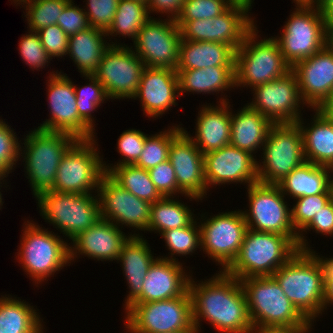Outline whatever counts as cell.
Returning a JSON list of instances; mask_svg holds the SVG:
<instances>
[{"instance_id": "6da1fadb", "label": "cell", "mask_w": 333, "mask_h": 333, "mask_svg": "<svg viewBox=\"0 0 333 333\" xmlns=\"http://www.w3.org/2000/svg\"><path fill=\"white\" fill-rule=\"evenodd\" d=\"M188 290L192 299L193 325L197 330L200 331V322L204 319L219 333H253L239 279L225 271L198 284L190 277Z\"/></svg>"}, {"instance_id": "7a4b0ae2", "label": "cell", "mask_w": 333, "mask_h": 333, "mask_svg": "<svg viewBox=\"0 0 333 333\" xmlns=\"http://www.w3.org/2000/svg\"><path fill=\"white\" fill-rule=\"evenodd\" d=\"M316 254L298 251L272 275L292 304L313 322L323 312L325 284L324 256Z\"/></svg>"}, {"instance_id": "3957f363", "label": "cell", "mask_w": 333, "mask_h": 333, "mask_svg": "<svg viewBox=\"0 0 333 333\" xmlns=\"http://www.w3.org/2000/svg\"><path fill=\"white\" fill-rule=\"evenodd\" d=\"M298 251V237L247 229L237 258L225 272L239 280L272 276Z\"/></svg>"}, {"instance_id": "277c9868", "label": "cell", "mask_w": 333, "mask_h": 333, "mask_svg": "<svg viewBox=\"0 0 333 333\" xmlns=\"http://www.w3.org/2000/svg\"><path fill=\"white\" fill-rule=\"evenodd\" d=\"M240 284L254 330L293 328L308 322L273 276L248 277L241 279Z\"/></svg>"}, {"instance_id": "5b68a950", "label": "cell", "mask_w": 333, "mask_h": 333, "mask_svg": "<svg viewBox=\"0 0 333 333\" xmlns=\"http://www.w3.org/2000/svg\"><path fill=\"white\" fill-rule=\"evenodd\" d=\"M77 140L68 133L39 128L26 134L23 142L25 148L21 146L20 156L25 161V174L35 197L51 190L62 157Z\"/></svg>"}, {"instance_id": "8992f818", "label": "cell", "mask_w": 333, "mask_h": 333, "mask_svg": "<svg viewBox=\"0 0 333 333\" xmlns=\"http://www.w3.org/2000/svg\"><path fill=\"white\" fill-rule=\"evenodd\" d=\"M255 25L235 52V87H256L274 81L291 70L274 36L260 39ZM258 36V37H257ZM258 41V42H257Z\"/></svg>"}, {"instance_id": "52a82bcc", "label": "cell", "mask_w": 333, "mask_h": 333, "mask_svg": "<svg viewBox=\"0 0 333 333\" xmlns=\"http://www.w3.org/2000/svg\"><path fill=\"white\" fill-rule=\"evenodd\" d=\"M23 227L18 262L35 284H41L68 266L66 264H71L70 244L59 235L41 228L33 220L24 222Z\"/></svg>"}, {"instance_id": "ba28073f", "label": "cell", "mask_w": 333, "mask_h": 333, "mask_svg": "<svg viewBox=\"0 0 333 333\" xmlns=\"http://www.w3.org/2000/svg\"><path fill=\"white\" fill-rule=\"evenodd\" d=\"M93 195V196H92ZM41 192L37 197L40 215L70 240L93 226L100 218L98 194ZM47 220V221H46Z\"/></svg>"}, {"instance_id": "9c48e42d", "label": "cell", "mask_w": 333, "mask_h": 333, "mask_svg": "<svg viewBox=\"0 0 333 333\" xmlns=\"http://www.w3.org/2000/svg\"><path fill=\"white\" fill-rule=\"evenodd\" d=\"M257 163L258 182L277 185L305 160L301 130L297 123H274Z\"/></svg>"}, {"instance_id": "30bf717a", "label": "cell", "mask_w": 333, "mask_h": 333, "mask_svg": "<svg viewBox=\"0 0 333 333\" xmlns=\"http://www.w3.org/2000/svg\"><path fill=\"white\" fill-rule=\"evenodd\" d=\"M96 138L78 139L62 157L51 190L60 193L86 194L98 192L106 174Z\"/></svg>"}, {"instance_id": "8fae6325", "label": "cell", "mask_w": 333, "mask_h": 333, "mask_svg": "<svg viewBox=\"0 0 333 333\" xmlns=\"http://www.w3.org/2000/svg\"><path fill=\"white\" fill-rule=\"evenodd\" d=\"M295 6L281 36L274 37L280 45L284 60L291 67L326 45L328 27L317 6Z\"/></svg>"}, {"instance_id": "7c38bea8", "label": "cell", "mask_w": 333, "mask_h": 333, "mask_svg": "<svg viewBox=\"0 0 333 333\" xmlns=\"http://www.w3.org/2000/svg\"><path fill=\"white\" fill-rule=\"evenodd\" d=\"M125 310V320L142 333H176L194 328L189 290L168 300L131 303Z\"/></svg>"}, {"instance_id": "4fadbf2b", "label": "cell", "mask_w": 333, "mask_h": 333, "mask_svg": "<svg viewBox=\"0 0 333 333\" xmlns=\"http://www.w3.org/2000/svg\"><path fill=\"white\" fill-rule=\"evenodd\" d=\"M251 4H232L225 12L210 19L176 21L181 31V39L225 43L236 51L243 43L244 36L256 24L249 15Z\"/></svg>"}, {"instance_id": "5bb4252c", "label": "cell", "mask_w": 333, "mask_h": 333, "mask_svg": "<svg viewBox=\"0 0 333 333\" xmlns=\"http://www.w3.org/2000/svg\"><path fill=\"white\" fill-rule=\"evenodd\" d=\"M247 189L249 210L242 212L248 229L298 237L291 222L289 205L278 185L257 182Z\"/></svg>"}, {"instance_id": "9a60e30c", "label": "cell", "mask_w": 333, "mask_h": 333, "mask_svg": "<svg viewBox=\"0 0 333 333\" xmlns=\"http://www.w3.org/2000/svg\"><path fill=\"white\" fill-rule=\"evenodd\" d=\"M204 217L201 214L203 220L199 223L201 250L225 271L237 258L248 229L243 212L238 209Z\"/></svg>"}, {"instance_id": "2e32d148", "label": "cell", "mask_w": 333, "mask_h": 333, "mask_svg": "<svg viewBox=\"0 0 333 333\" xmlns=\"http://www.w3.org/2000/svg\"><path fill=\"white\" fill-rule=\"evenodd\" d=\"M62 72H50L48 82V100L50 118L37 128L64 132L77 139H93L94 131L78 114L74 82Z\"/></svg>"}, {"instance_id": "e0dca14e", "label": "cell", "mask_w": 333, "mask_h": 333, "mask_svg": "<svg viewBox=\"0 0 333 333\" xmlns=\"http://www.w3.org/2000/svg\"><path fill=\"white\" fill-rule=\"evenodd\" d=\"M125 45H111L94 74L104 86L108 100L134 99L139 88L145 65L133 51V46Z\"/></svg>"}, {"instance_id": "ac0fdd59", "label": "cell", "mask_w": 333, "mask_h": 333, "mask_svg": "<svg viewBox=\"0 0 333 333\" xmlns=\"http://www.w3.org/2000/svg\"><path fill=\"white\" fill-rule=\"evenodd\" d=\"M253 89L250 108L269 118L273 123H296L301 117L303 101L297 78L292 70L274 81L257 85Z\"/></svg>"}, {"instance_id": "d6986e66", "label": "cell", "mask_w": 333, "mask_h": 333, "mask_svg": "<svg viewBox=\"0 0 333 333\" xmlns=\"http://www.w3.org/2000/svg\"><path fill=\"white\" fill-rule=\"evenodd\" d=\"M181 31L175 20L150 18L133 40L134 52L145 67L176 70Z\"/></svg>"}, {"instance_id": "ffe728a7", "label": "cell", "mask_w": 333, "mask_h": 333, "mask_svg": "<svg viewBox=\"0 0 333 333\" xmlns=\"http://www.w3.org/2000/svg\"><path fill=\"white\" fill-rule=\"evenodd\" d=\"M97 194L101 219L121 228L149 230L151 203L120 187L107 174L101 178Z\"/></svg>"}, {"instance_id": "44dd1931", "label": "cell", "mask_w": 333, "mask_h": 333, "mask_svg": "<svg viewBox=\"0 0 333 333\" xmlns=\"http://www.w3.org/2000/svg\"><path fill=\"white\" fill-rule=\"evenodd\" d=\"M256 155L231 144L204 154V176L207 191L223 184H251L258 182ZM212 185V187H211Z\"/></svg>"}, {"instance_id": "7402d4cb", "label": "cell", "mask_w": 333, "mask_h": 333, "mask_svg": "<svg viewBox=\"0 0 333 333\" xmlns=\"http://www.w3.org/2000/svg\"><path fill=\"white\" fill-rule=\"evenodd\" d=\"M307 108L318 109L333 92V52L325 45L291 67Z\"/></svg>"}, {"instance_id": "603a6c76", "label": "cell", "mask_w": 333, "mask_h": 333, "mask_svg": "<svg viewBox=\"0 0 333 333\" xmlns=\"http://www.w3.org/2000/svg\"><path fill=\"white\" fill-rule=\"evenodd\" d=\"M168 160L174 168L177 186L185 195L200 200L206 197L204 154L183 130L171 141Z\"/></svg>"}, {"instance_id": "cb8c5ba5", "label": "cell", "mask_w": 333, "mask_h": 333, "mask_svg": "<svg viewBox=\"0 0 333 333\" xmlns=\"http://www.w3.org/2000/svg\"><path fill=\"white\" fill-rule=\"evenodd\" d=\"M179 97V78L174 69L145 67L134 97L141 102L143 112L149 118L162 116L176 106Z\"/></svg>"}, {"instance_id": "d4e9b609", "label": "cell", "mask_w": 333, "mask_h": 333, "mask_svg": "<svg viewBox=\"0 0 333 333\" xmlns=\"http://www.w3.org/2000/svg\"><path fill=\"white\" fill-rule=\"evenodd\" d=\"M131 236L132 233L126 236L120 227L112 222L100 219L72 240L70 261L76 260L78 255H85L94 260L96 258L98 261H116Z\"/></svg>"}, {"instance_id": "484cf974", "label": "cell", "mask_w": 333, "mask_h": 333, "mask_svg": "<svg viewBox=\"0 0 333 333\" xmlns=\"http://www.w3.org/2000/svg\"><path fill=\"white\" fill-rule=\"evenodd\" d=\"M182 263L157 257L144 279L141 294L132 303L155 302L182 296L188 290L190 274Z\"/></svg>"}, {"instance_id": "4316f807", "label": "cell", "mask_w": 333, "mask_h": 333, "mask_svg": "<svg viewBox=\"0 0 333 333\" xmlns=\"http://www.w3.org/2000/svg\"><path fill=\"white\" fill-rule=\"evenodd\" d=\"M224 97H220L219 105H203L196 119L194 137L182 127V130L194 141L196 147L203 154L230 144L231 105L229 99Z\"/></svg>"}, {"instance_id": "83f0119b", "label": "cell", "mask_w": 333, "mask_h": 333, "mask_svg": "<svg viewBox=\"0 0 333 333\" xmlns=\"http://www.w3.org/2000/svg\"><path fill=\"white\" fill-rule=\"evenodd\" d=\"M134 233L124 244L118 262L128 284L129 294L125 299V309L141 294L143 283L154 258L147 240Z\"/></svg>"}, {"instance_id": "f1b7e54d", "label": "cell", "mask_w": 333, "mask_h": 333, "mask_svg": "<svg viewBox=\"0 0 333 333\" xmlns=\"http://www.w3.org/2000/svg\"><path fill=\"white\" fill-rule=\"evenodd\" d=\"M313 110L315 115L308 127L303 125L302 117L296 122L302 134L305 160L333 169V120L318 109Z\"/></svg>"}, {"instance_id": "f546056e", "label": "cell", "mask_w": 333, "mask_h": 333, "mask_svg": "<svg viewBox=\"0 0 333 333\" xmlns=\"http://www.w3.org/2000/svg\"><path fill=\"white\" fill-rule=\"evenodd\" d=\"M235 52L225 43L181 39L176 70L235 67Z\"/></svg>"}, {"instance_id": "4dcf8cb0", "label": "cell", "mask_w": 333, "mask_h": 333, "mask_svg": "<svg viewBox=\"0 0 333 333\" xmlns=\"http://www.w3.org/2000/svg\"><path fill=\"white\" fill-rule=\"evenodd\" d=\"M230 144L252 155L263 148L268 132L274 124L269 118L253 110L247 104L232 114Z\"/></svg>"}, {"instance_id": "1f68e13d", "label": "cell", "mask_w": 333, "mask_h": 333, "mask_svg": "<svg viewBox=\"0 0 333 333\" xmlns=\"http://www.w3.org/2000/svg\"><path fill=\"white\" fill-rule=\"evenodd\" d=\"M103 37H107L106 32L93 27L69 36L67 54L72 57L82 76L94 75L105 51L111 45H117V41L109 43Z\"/></svg>"}, {"instance_id": "d6a6232c", "label": "cell", "mask_w": 333, "mask_h": 333, "mask_svg": "<svg viewBox=\"0 0 333 333\" xmlns=\"http://www.w3.org/2000/svg\"><path fill=\"white\" fill-rule=\"evenodd\" d=\"M332 171L330 167L305 161L277 185L284 196L289 195L293 199L322 194L331 186Z\"/></svg>"}, {"instance_id": "836d02e7", "label": "cell", "mask_w": 333, "mask_h": 333, "mask_svg": "<svg viewBox=\"0 0 333 333\" xmlns=\"http://www.w3.org/2000/svg\"><path fill=\"white\" fill-rule=\"evenodd\" d=\"M179 78V96L184 92L211 94L235 89V67L212 66L205 69L176 70Z\"/></svg>"}, {"instance_id": "e575fe53", "label": "cell", "mask_w": 333, "mask_h": 333, "mask_svg": "<svg viewBox=\"0 0 333 333\" xmlns=\"http://www.w3.org/2000/svg\"><path fill=\"white\" fill-rule=\"evenodd\" d=\"M43 319L30 304L12 296L0 298V333H43Z\"/></svg>"}, {"instance_id": "d590c367", "label": "cell", "mask_w": 333, "mask_h": 333, "mask_svg": "<svg viewBox=\"0 0 333 333\" xmlns=\"http://www.w3.org/2000/svg\"><path fill=\"white\" fill-rule=\"evenodd\" d=\"M103 167L115 183L138 198L152 204L163 197L150 179L148 170L134 164L109 166L106 162Z\"/></svg>"}, {"instance_id": "8d00e7d4", "label": "cell", "mask_w": 333, "mask_h": 333, "mask_svg": "<svg viewBox=\"0 0 333 333\" xmlns=\"http://www.w3.org/2000/svg\"><path fill=\"white\" fill-rule=\"evenodd\" d=\"M193 212L174 196L162 197L151 204L149 230L161 234L166 230L184 228L194 219Z\"/></svg>"}, {"instance_id": "74e56055", "label": "cell", "mask_w": 333, "mask_h": 333, "mask_svg": "<svg viewBox=\"0 0 333 333\" xmlns=\"http://www.w3.org/2000/svg\"><path fill=\"white\" fill-rule=\"evenodd\" d=\"M150 18L153 17L149 15L146 4L133 0H119L114 20L106 35H122L124 38L128 36L134 40Z\"/></svg>"}, {"instance_id": "f35d334b", "label": "cell", "mask_w": 333, "mask_h": 333, "mask_svg": "<svg viewBox=\"0 0 333 333\" xmlns=\"http://www.w3.org/2000/svg\"><path fill=\"white\" fill-rule=\"evenodd\" d=\"M170 128L152 136L147 134L143 151L134 165L150 170L168 160L171 141L182 131V126L172 125Z\"/></svg>"}, {"instance_id": "ab89813d", "label": "cell", "mask_w": 333, "mask_h": 333, "mask_svg": "<svg viewBox=\"0 0 333 333\" xmlns=\"http://www.w3.org/2000/svg\"><path fill=\"white\" fill-rule=\"evenodd\" d=\"M198 224V225H197ZM166 243L170 256L159 258L177 261L174 256H186L195 253L197 248L201 249L199 222L194 219L188 226L166 230L160 234Z\"/></svg>"}, {"instance_id": "60d3db41", "label": "cell", "mask_w": 333, "mask_h": 333, "mask_svg": "<svg viewBox=\"0 0 333 333\" xmlns=\"http://www.w3.org/2000/svg\"><path fill=\"white\" fill-rule=\"evenodd\" d=\"M71 0H31L22 4L29 31H38L44 27L56 25L65 6Z\"/></svg>"}, {"instance_id": "b9f144b4", "label": "cell", "mask_w": 333, "mask_h": 333, "mask_svg": "<svg viewBox=\"0 0 333 333\" xmlns=\"http://www.w3.org/2000/svg\"><path fill=\"white\" fill-rule=\"evenodd\" d=\"M85 79L89 80V84L77 87L74 84V90L76 94L77 107L79 116L93 129L95 130V121L91 115L96 111L101 103L108 101V96L105 92L104 86L94 75H84Z\"/></svg>"}, {"instance_id": "7bdbcfd3", "label": "cell", "mask_w": 333, "mask_h": 333, "mask_svg": "<svg viewBox=\"0 0 333 333\" xmlns=\"http://www.w3.org/2000/svg\"><path fill=\"white\" fill-rule=\"evenodd\" d=\"M332 199L331 186L322 194L296 198L290 209L295 231L299 234Z\"/></svg>"}, {"instance_id": "ee69618b", "label": "cell", "mask_w": 333, "mask_h": 333, "mask_svg": "<svg viewBox=\"0 0 333 333\" xmlns=\"http://www.w3.org/2000/svg\"><path fill=\"white\" fill-rule=\"evenodd\" d=\"M15 134L13 128L0 119V176L5 178L21 157V145Z\"/></svg>"}, {"instance_id": "f6af8a7d", "label": "cell", "mask_w": 333, "mask_h": 333, "mask_svg": "<svg viewBox=\"0 0 333 333\" xmlns=\"http://www.w3.org/2000/svg\"><path fill=\"white\" fill-rule=\"evenodd\" d=\"M231 4L227 0H185L181 14L175 21L210 19L225 12Z\"/></svg>"}, {"instance_id": "bcb514c9", "label": "cell", "mask_w": 333, "mask_h": 333, "mask_svg": "<svg viewBox=\"0 0 333 333\" xmlns=\"http://www.w3.org/2000/svg\"><path fill=\"white\" fill-rule=\"evenodd\" d=\"M18 46L22 61L26 62L25 64H28L32 70L45 68L46 64L48 66V63H50L51 58L48 56L36 32L28 31V34L20 38Z\"/></svg>"}, {"instance_id": "7dc6e473", "label": "cell", "mask_w": 333, "mask_h": 333, "mask_svg": "<svg viewBox=\"0 0 333 333\" xmlns=\"http://www.w3.org/2000/svg\"><path fill=\"white\" fill-rule=\"evenodd\" d=\"M150 175V179L152 180L153 184L155 185L156 189L163 197L167 196H175L179 193L188 197L192 200H200L194 196L185 195L177 186V178L175 175L174 168L169 160H166L157 166L153 167L152 169L148 170Z\"/></svg>"}, {"instance_id": "c3c4849f", "label": "cell", "mask_w": 333, "mask_h": 333, "mask_svg": "<svg viewBox=\"0 0 333 333\" xmlns=\"http://www.w3.org/2000/svg\"><path fill=\"white\" fill-rule=\"evenodd\" d=\"M118 3L119 0H86L87 6L83 10L90 26L107 32L114 20Z\"/></svg>"}, {"instance_id": "681fc988", "label": "cell", "mask_w": 333, "mask_h": 333, "mask_svg": "<svg viewBox=\"0 0 333 333\" xmlns=\"http://www.w3.org/2000/svg\"><path fill=\"white\" fill-rule=\"evenodd\" d=\"M146 136L141 130L128 129L123 131L117 141L118 153L123 159L112 166L134 164L143 151Z\"/></svg>"}, {"instance_id": "f907efd6", "label": "cell", "mask_w": 333, "mask_h": 333, "mask_svg": "<svg viewBox=\"0 0 333 333\" xmlns=\"http://www.w3.org/2000/svg\"><path fill=\"white\" fill-rule=\"evenodd\" d=\"M36 33L48 56L62 58L67 55L69 36L56 24L44 27Z\"/></svg>"}, {"instance_id": "816d5d0a", "label": "cell", "mask_w": 333, "mask_h": 333, "mask_svg": "<svg viewBox=\"0 0 333 333\" xmlns=\"http://www.w3.org/2000/svg\"><path fill=\"white\" fill-rule=\"evenodd\" d=\"M311 229L313 231L315 230V233H320V235L333 236V199L323 208V210L316 214L313 220L298 234L299 251H313L303 235L305 232L307 233V230L310 231Z\"/></svg>"}, {"instance_id": "f5cc1de1", "label": "cell", "mask_w": 333, "mask_h": 333, "mask_svg": "<svg viewBox=\"0 0 333 333\" xmlns=\"http://www.w3.org/2000/svg\"><path fill=\"white\" fill-rule=\"evenodd\" d=\"M57 25L68 35L88 29L90 26L88 17L83 8L75 6L71 0L60 14Z\"/></svg>"}, {"instance_id": "db71d44e", "label": "cell", "mask_w": 333, "mask_h": 333, "mask_svg": "<svg viewBox=\"0 0 333 333\" xmlns=\"http://www.w3.org/2000/svg\"><path fill=\"white\" fill-rule=\"evenodd\" d=\"M185 0H150L148 6L149 15L152 12L167 14L168 19L176 20L181 14Z\"/></svg>"}, {"instance_id": "11a10c76", "label": "cell", "mask_w": 333, "mask_h": 333, "mask_svg": "<svg viewBox=\"0 0 333 333\" xmlns=\"http://www.w3.org/2000/svg\"><path fill=\"white\" fill-rule=\"evenodd\" d=\"M325 284H324V297H323V312L333 305V257L325 258Z\"/></svg>"}, {"instance_id": "9f6ffc18", "label": "cell", "mask_w": 333, "mask_h": 333, "mask_svg": "<svg viewBox=\"0 0 333 333\" xmlns=\"http://www.w3.org/2000/svg\"><path fill=\"white\" fill-rule=\"evenodd\" d=\"M313 321H308L305 325L293 328H263L254 330L253 333H310Z\"/></svg>"}, {"instance_id": "6f0895ef", "label": "cell", "mask_w": 333, "mask_h": 333, "mask_svg": "<svg viewBox=\"0 0 333 333\" xmlns=\"http://www.w3.org/2000/svg\"><path fill=\"white\" fill-rule=\"evenodd\" d=\"M317 7L326 25L333 26V0H320Z\"/></svg>"}, {"instance_id": "680465c9", "label": "cell", "mask_w": 333, "mask_h": 333, "mask_svg": "<svg viewBox=\"0 0 333 333\" xmlns=\"http://www.w3.org/2000/svg\"><path fill=\"white\" fill-rule=\"evenodd\" d=\"M327 118L333 120V92L318 108Z\"/></svg>"}, {"instance_id": "91938a15", "label": "cell", "mask_w": 333, "mask_h": 333, "mask_svg": "<svg viewBox=\"0 0 333 333\" xmlns=\"http://www.w3.org/2000/svg\"><path fill=\"white\" fill-rule=\"evenodd\" d=\"M326 45L333 52V26L327 27Z\"/></svg>"}, {"instance_id": "94428289", "label": "cell", "mask_w": 333, "mask_h": 333, "mask_svg": "<svg viewBox=\"0 0 333 333\" xmlns=\"http://www.w3.org/2000/svg\"><path fill=\"white\" fill-rule=\"evenodd\" d=\"M296 5L317 6L320 0H293Z\"/></svg>"}, {"instance_id": "6125c7cd", "label": "cell", "mask_w": 333, "mask_h": 333, "mask_svg": "<svg viewBox=\"0 0 333 333\" xmlns=\"http://www.w3.org/2000/svg\"><path fill=\"white\" fill-rule=\"evenodd\" d=\"M125 328H127V330L130 333H142V332H139L138 330L134 329L126 320H125Z\"/></svg>"}, {"instance_id": "be15d7a7", "label": "cell", "mask_w": 333, "mask_h": 333, "mask_svg": "<svg viewBox=\"0 0 333 333\" xmlns=\"http://www.w3.org/2000/svg\"><path fill=\"white\" fill-rule=\"evenodd\" d=\"M5 177H2V176H0V187H2V182H1V180L3 181V182H5L3 179H4ZM0 190H1V188H0ZM3 201H2V193H1V191H0V209L2 208V206H3Z\"/></svg>"}, {"instance_id": "e7e4bbea", "label": "cell", "mask_w": 333, "mask_h": 333, "mask_svg": "<svg viewBox=\"0 0 333 333\" xmlns=\"http://www.w3.org/2000/svg\"><path fill=\"white\" fill-rule=\"evenodd\" d=\"M201 331L197 330L195 327L192 330L189 331H182V332H176V333H200Z\"/></svg>"}, {"instance_id": "03108f58", "label": "cell", "mask_w": 333, "mask_h": 333, "mask_svg": "<svg viewBox=\"0 0 333 333\" xmlns=\"http://www.w3.org/2000/svg\"><path fill=\"white\" fill-rule=\"evenodd\" d=\"M12 1L16 4V6H18V5L20 6V4H24V3L28 2V1H31V0H12Z\"/></svg>"}, {"instance_id": "003e7915", "label": "cell", "mask_w": 333, "mask_h": 333, "mask_svg": "<svg viewBox=\"0 0 333 333\" xmlns=\"http://www.w3.org/2000/svg\"><path fill=\"white\" fill-rule=\"evenodd\" d=\"M231 5L232 4H235V3H240V2H249V1H246V0H227Z\"/></svg>"}, {"instance_id": "a7ac6f4b", "label": "cell", "mask_w": 333, "mask_h": 333, "mask_svg": "<svg viewBox=\"0 0 333 333\" xmlns=\"http://www.w3.org/2000/svg\"><path fill=\"white\" fill-rule=\"evenodd\" d=\"M148 5L150 0H133Z\"/></svg>"}, {"instance_id": "89a4df30", "label": "cell", "mask_w": 333, "mask_h": 333, "mask_svg": "<svg viewBox=\"0 0 333 333\" xmlns=\"http://www.w3.org/2000/svg\"><path fill=\"white\" fill-rule=\"evenodd\" d=\"M333 173V171H332ZM331 187H332V191H333V175L331 176Z\"/></svg>"}]
</instances>
